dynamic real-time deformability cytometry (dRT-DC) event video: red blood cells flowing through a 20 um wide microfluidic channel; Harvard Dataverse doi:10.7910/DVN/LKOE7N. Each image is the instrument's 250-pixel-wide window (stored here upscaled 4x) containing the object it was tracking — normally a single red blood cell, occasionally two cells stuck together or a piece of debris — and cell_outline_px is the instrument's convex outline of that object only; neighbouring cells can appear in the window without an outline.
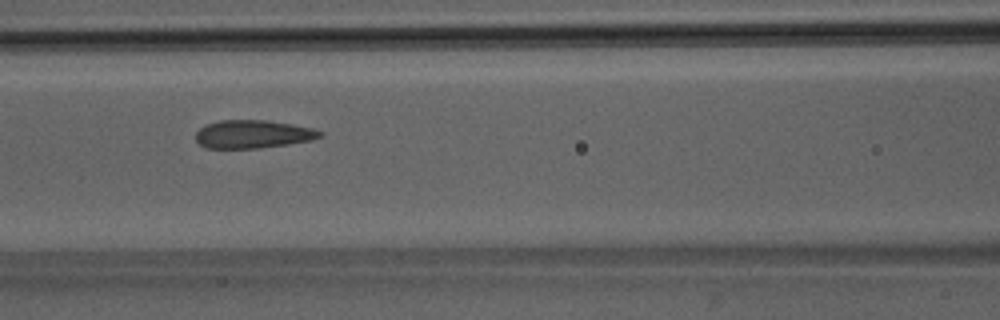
{"species": "Egyptian fruit bat (a non-hibernating species)", "species_latin": "Rousettus aegyptiacus", "temperature_condition": "room temperature", "stored_images_in_passage": 8, "camera_frame_rate_fps": 3000, "um_per_image_px": 0.085, "animal": {"sex": "male"}, "frame": {"image": 1, "passage_image": 6, "time_ms": 5.667, "image_size_px": [1000, 320], "cell_outline_px": [[324, 136], [308, 140], [288, 144], [260, 148], [204, 148], [196, 140], [196, 132], [204, 124], [220, 120], [268, 120], [292, 124], [312, 128], [324, 132]], "centroid_in_image_um": [21.48, 11.4], "position_along_channel_um": 145.1, "area_um2": 20.46}}
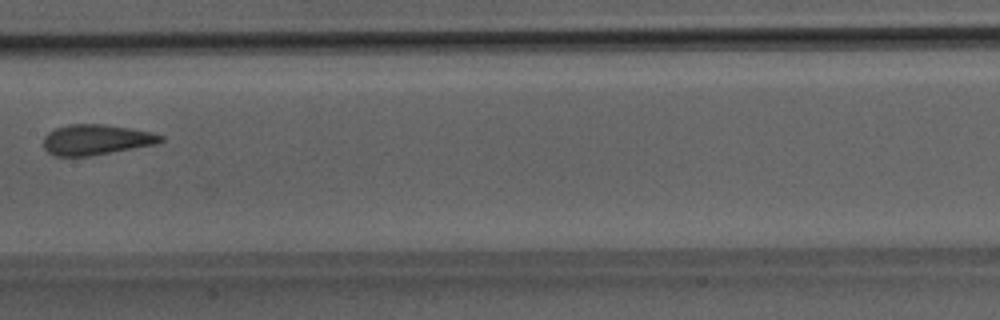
{"frame": {"image": 2, "passage_image": 7, "time_ms": 7.0, "image_size_px": [1000, 320], "cell_outline_px": [[164, 140], [152, 144], [88, 156], [56, 156], [48, 152], [44, 148], [44, 136], [48, 132], [56, 128], [68, 124], [104, 124], [128, 128], [148, 132], [164, 136]], "centroid_in_image_um": [8.1, 11.86], "position_along_channel_um": 199.3, "area_um2": 20.29}}